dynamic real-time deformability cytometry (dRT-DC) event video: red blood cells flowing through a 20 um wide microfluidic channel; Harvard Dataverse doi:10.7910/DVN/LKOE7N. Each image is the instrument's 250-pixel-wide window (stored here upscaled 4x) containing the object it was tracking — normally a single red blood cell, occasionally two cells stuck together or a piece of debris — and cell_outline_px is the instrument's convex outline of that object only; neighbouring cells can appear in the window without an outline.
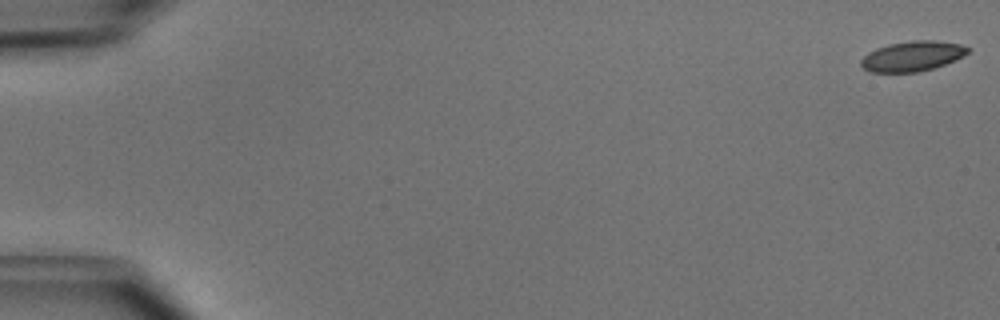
{"species": "common noctule bat (a hibernating species)", "species_latin": "Nyctalus noctula", "temperature_condition": "cold", "stored_images_in_passage": 51, "camera_frame_rate_fps": 3000, "um_per_image_px": 0.085, "animal": {"sex": "male", "body_mass_g": 15.6}, "frame": {"image": 1, "passage_image": 1, "time_ms": 0.0, "image_size_px": [1000, 320], "cell_outline_px": [[968, 52], [944, 64], [932, 68], [916, 72], [868, 72], [860, 64], [860, 60], [868, 52], [876, 48], [888, 44], [912, 40], [936, 40], [960, 44], [968, 48]], "centroid_in_image_um": [77.48, 4.76], "position_along_channel_um": 7.5, "area_um2": 18.5}}
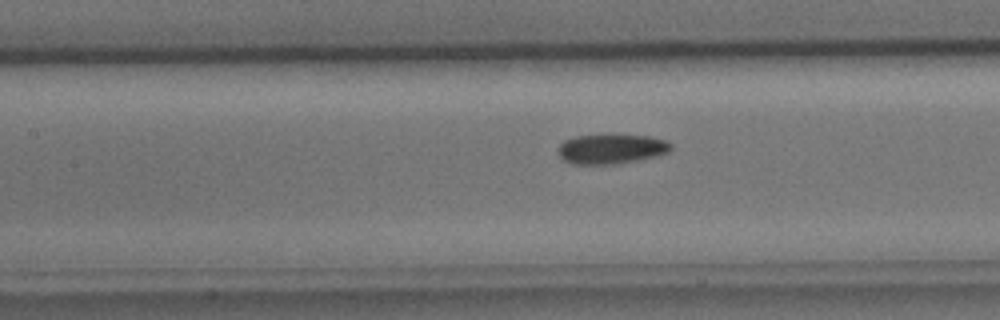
{"frame": {"image": 2, "passage_image": 24, "time_ms": 7.667, "image_size_px": [1000, 320], "cell_outline_px": [[672, 148], [668, 152], [656, 156], [616, 164], [572, 164], [564, 160], [560, 156], [556, 148], [564, 140], [576, 136], [604, 132], [612, 132], [648, 136], [668, 140], [672, 144]], "centroid_in_image_um": [51.95, 12.6], "position_along_channel_um": 155.5, "area_um2": 20.46}}
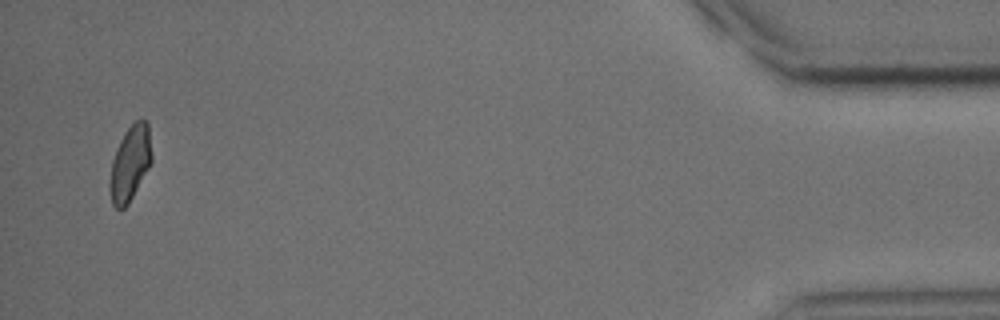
{"frame": {"image": 3, "passage_image": 50, "time_ms": 16.333, "image_size_px": [1000, 320], "cell_outline_px": [[152, 160], [148, 168], [128, 204], [124, 208], [116, 208], [112, 204], [108, 188], [108, 184], [112, 160], [116, 148], [124, 132], [140, 116], [148, 124], [152, 156]], "centroid_in_image_um": [11.03, 13.87], "position_along_channel_um": 424.2, "area_um2": 18.38}, "authors_computed_cell_mechanics": {"area_um2": 19.363, "velocity_mm_per_s": 3.9641, "shape_relaxation_time_tau1_ms": 4.0022, "shape_relaxation_time_tau2_ms": 3.3078, "deformation_change_tau1": 0.093, "deformation_change_tau2": 0.0712}}